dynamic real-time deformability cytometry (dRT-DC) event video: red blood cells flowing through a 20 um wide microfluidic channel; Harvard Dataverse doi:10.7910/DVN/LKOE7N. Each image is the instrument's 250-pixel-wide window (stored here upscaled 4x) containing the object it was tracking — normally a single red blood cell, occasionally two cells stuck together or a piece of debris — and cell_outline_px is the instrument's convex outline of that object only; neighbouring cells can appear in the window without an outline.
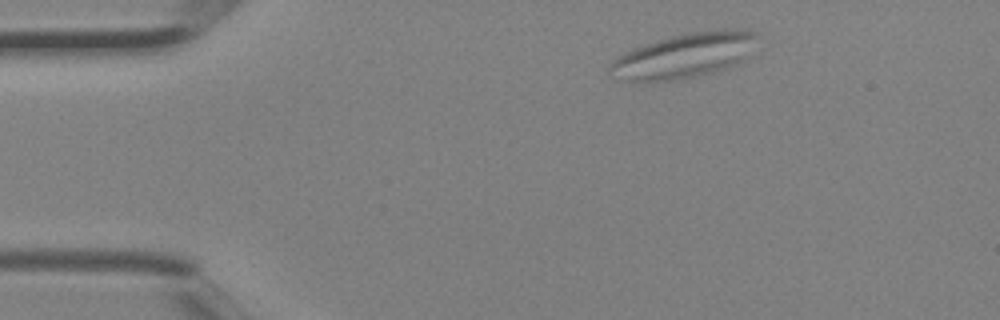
{"species": "Egyptian fruit bat (a non-hibernating species)", "species_latin": "Rousettus aegyptiacus", "temperature_condition": "room temperature", "stored_images_in_passage": 2, "camera_frame_rate_fps": 3000, "um_per_image_px": 0.085, "animal": {"sex": "female"}, "frame": {"image": 1, "passage_image": 2, "time_ms": 0.333, "image_size_px": [1000, 320], "cell_outline_px": [[760, 36], [744, 60], [736, 64], [712, 72], [676, 80], [636, 84], [624, 80], [604, 72], [608, 64], [612, 60], [624, 52], [672, 36], [688, 32], [724, 28], [744, 28], [760, 32]], "centroid_in_image_um": [58.15, 4.73], "position_along_channel_um": 26.9, "area_um2": 39.36}}